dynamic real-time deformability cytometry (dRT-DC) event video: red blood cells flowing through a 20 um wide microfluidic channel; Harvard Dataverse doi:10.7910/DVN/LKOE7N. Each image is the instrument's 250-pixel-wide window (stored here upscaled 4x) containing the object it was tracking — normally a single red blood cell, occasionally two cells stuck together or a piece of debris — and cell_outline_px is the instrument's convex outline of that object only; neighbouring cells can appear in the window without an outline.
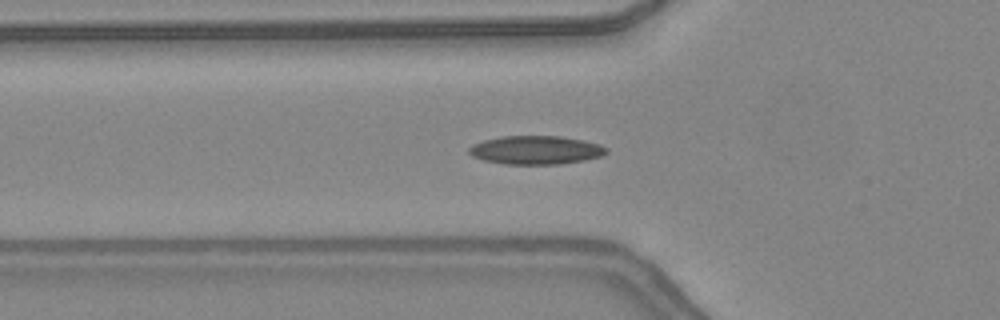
{"species": "common noctule bat (a hibernating species)", "species_latin": "Nyctalus noctula", "temperature_condition": "warm", "stored_images_in_passage": 23, "camera_frame_rate_fps": 3000, "um_per_image_px": 0.085, "animal": {"sex": "female", "body_mass_g": 24.6, "forearm_length_mm": 56.2}, "frame": {"image": 1, "passage_image": 16, "time_ms": 5.0, "image_size_px": [1000, 320], "cell_outline_px": [[608, 152], [600, 156], [584, 160], [560, 164], [504, 164], [484, 160], [472, 156], [468, 152], [468, 148], [472, 144], [484, 140], [500, 136], [560, 136], [584, 140], [600, 144], [608, 148]], "centroid_in_image_um": [45.54, 12.75], "position_along_channel_um": 80.3, "area_um2": 22.95}}
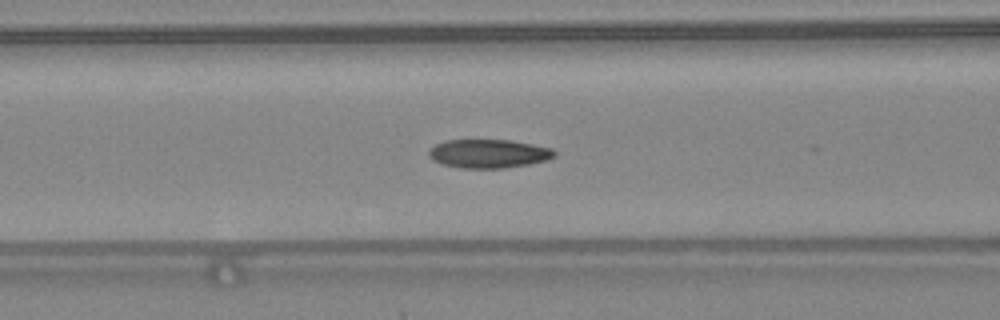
{"frame": {"image": 2, "passage_image": 19, "time_ms": 6.0, "image_size_px": [1000, 320], "cell_outline_px": [[556, 156], [548, 160], [528, 164], [504, 168], [460, 168], [440, 164], [432, 160], [428, 156], [428, 152], [436, 144], [444, 140], [508, 140], [532, 144], [552, 148], [556, 152]], "centroid_in_image_um": [41.52, 13.06], "position_along_channel_um": 125.1, "area_um2": 21.1}}